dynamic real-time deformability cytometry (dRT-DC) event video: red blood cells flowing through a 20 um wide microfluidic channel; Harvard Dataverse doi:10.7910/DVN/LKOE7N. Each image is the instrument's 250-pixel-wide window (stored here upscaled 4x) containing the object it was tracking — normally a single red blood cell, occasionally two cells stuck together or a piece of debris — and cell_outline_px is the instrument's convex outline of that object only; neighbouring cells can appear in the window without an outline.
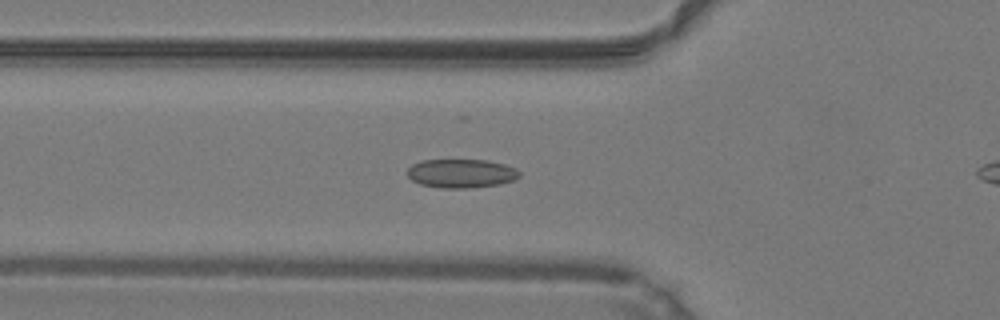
{"species": "common noctule bat (a hibernating species)", "species_latin": "Nyctalus noctula", "temperature_condition": "warm", "stored_images_in_passage": 43, "camera_frame_rate_fps": 3000, "um_per_image_px": 0.085, "animal": {"sex": "male", "body_mass_g": 19.2, "forearm_length_mm": 51.8}, "frame": {"image": 1, "passage_image": 18, "time_ms": 5.667, "image_size_px": [1000, 320], "cell_outline_px": [[520, 176], [512, 180], [500, 184], [468, 188], [440, 188], [420, 184], [412, 180], [408, 176], [408, 168], [412, 164], [420, 160], [488, 160], [504, 164], [516, 168], [520, 172]], "centroid_in_image_um": [39.2, 14.74], "position_along_channel_um": 86.6, "area_um2": 18.84}}
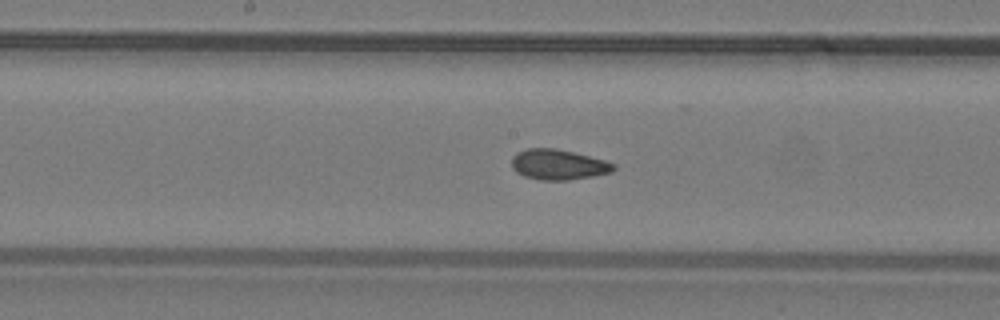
{"frame": {"image": 2, "passage_image": 26, "time_ms": 8.333, "image_size_px": [1000, 320], "cell_outline_px": [[616, 168], [612, 172], [592, 176], [568, 180], [540, 180], [524, 176], [516, 172], [512, 168], [512, 156], [516, 152], [528, 148], [556, 148], [604, 160], [616, 164]], "centroid_in_image_um": [47.43, 13.99], "position_along_channel_um": 200.8, "area_um2": 18.03}}
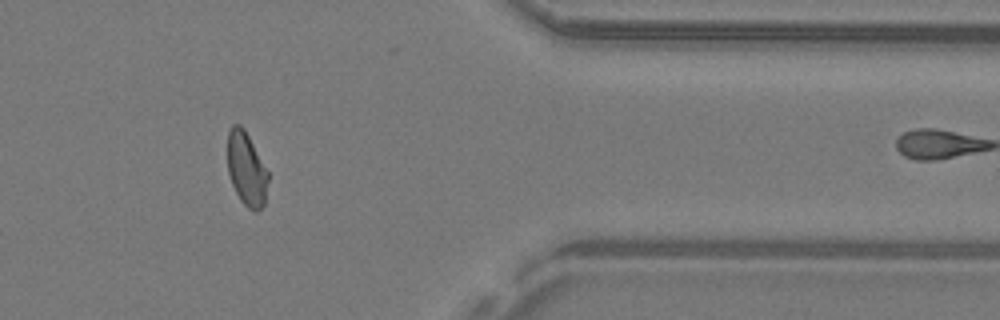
{"frame": {"image": 3, "passage_image": 41, "time_ms": 13.333, "image_size_px": [1000, 320], "cell_outline_px": [[268, 180], [264, 204], [256, 212], [248, 208], [240, 200], [232, 184], [228, 172], [228, 132], [232, 124], [240, 124], [244, 128], [268, 172]], "centroid_in_image_um": [20.94, 14.36], "position_along_channel_um": 390.5, "area_um2": 17.22}}